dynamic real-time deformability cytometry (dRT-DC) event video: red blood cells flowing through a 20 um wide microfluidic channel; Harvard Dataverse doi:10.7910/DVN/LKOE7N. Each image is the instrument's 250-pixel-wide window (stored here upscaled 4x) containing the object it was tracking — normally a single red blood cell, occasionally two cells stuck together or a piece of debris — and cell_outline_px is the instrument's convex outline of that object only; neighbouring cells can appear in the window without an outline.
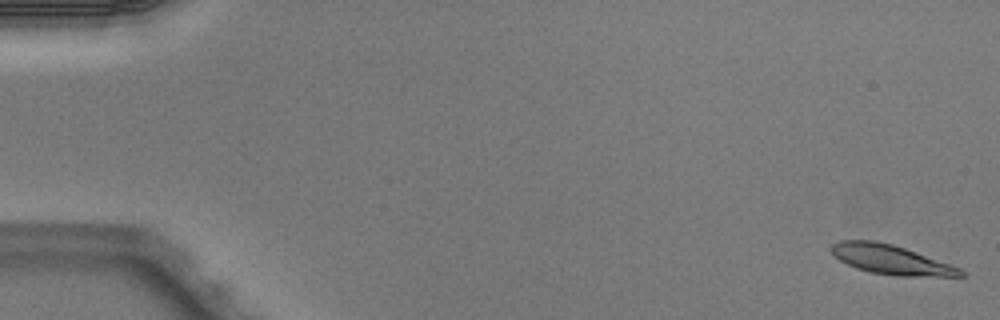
{"species": "Egyptian fruit bat (a non-hibernating species)", "species_latin": "Rousettus aegyptiacus", "temperature_condition": "warm", "stored_images_in_passage": 5, "segment_of_instrument_passage": [1, 2], "camera_frame_rate_fps": 3000, "um_per_image_px": 0.085, "animal": {"sex": "male"}, "frame": {"image": 1, "passage_image": 1, "time_ms": 0.0, "image_size_px": [1000, 320], "cell_outline_px": [[964, 276], [896, 276], [872, 272], [856, 268], [840, 260], [828, 248], [832, 244], [840, 240], [872, 240], [892, 244], [904, 248], [960, 268], [964, 272]], "centroid_in_image_um": [75.69, 22.06], "position_along_channel_um": 9.3, "area_um2": 21.79}}
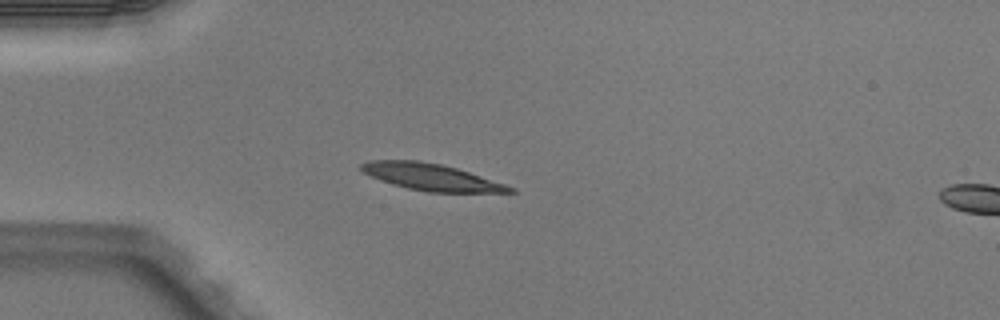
{"frame": {"image": 2, "passage_image": 4, "time_ms": 1.0, "image_size_px": [1000, 320], "cell_outline_px": [[516, 192], [428, 192], [408, 188], [392, 184], [372, 176], [364, 172], [360, 168], [360, 164], [368, 160], [420, 160], [440, 164], [456, 168], [516, 188]], "centroid_in_image_um": [36.63, 15.04], "position_along_channel_um": 48.4, "area_um2": 22.77}}